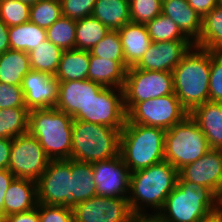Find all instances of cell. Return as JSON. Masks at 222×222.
Segmentation results:
<instances>
[{
  "mask_svg": "<svg viewBox=\"0 0 222 222\" xmlns=\"http://www.w3.org/2000/svg\"><path fill=\"white\" fill-rule=\"evenodd\" d=\"M177 178L178 170L167 161L131 172L128 202L133 213L157 214Z\"/></svg>",
  "mask_w": 222,
  "mask_h": 222,
  "instance_id": "1",
  "label": "cell"
},
{
  "mask_svg": "<svg viewBox=\"0 0 222 222\" xmlns=\"http://www.w3.org/2000/svg\"><path fill=\"white\" fill-rule=\"evenodd\" d=\"M211 51L193 45L173 69V89L183 108L191 113L209 101Z\"/></svg>",
  "mask_w": 222,
  "mask_h": 222,
  "instance_id": "2",
  "label": "cell"
},
{
  "mask_svg": "<svg viewBox=\"0 0 222 222\" xmlns=\"http://www.w3.org/2000/svg\"><path fill=\"white\" fill-rule=\"evenodd\" d=\"M165 132L159 127L126 120L120 134L119 154L130 172L165 161Z\"/></svg>",
  "mask_w": 222,
  "mask_h": 222,
  "instance_id": "3",
  "label": "cell"
},
{
  "mask_svg": "<svg viewBox=\"0 0 222 222\" xmlns=\"http://www.w3.org/2000/svg\"><path fill=\"white\" fill-rule=\"evenodd\" d=\"M73 117L57 108L29 111L28 132L51 160L71 159Z\"/></svg>",
  "mask_w": 222,
  "mask_h": 222,
  "instance_id": "4",
  "label": "cell"
},
{
  "mask_svg": "<svg viewBox=\"0 0 222 222\" xmlns=\"http://www.w3.org/2000/svg\"><path fill=\"white\" fill-rule=\"evenodd\" d=\"M216 209L215 193L210 188L196 187L178 176L157 214L161 222H196Z\"/></svg>",
  "mask_w": 222,
  "mask_h": 222,
  "instance_id": "5",
  "label": "cell"
},
{
  "mask_svg": "<svg viewBox=\"0 0 222 222\" xmlns=\"http://www.w3.org/2000/svg\"><path fill=\"white\" fill-rule=\"evenodd\" d=\"M121 130L73 120L71 159L94 163L118 156Z\"/></svg>",
  "mask_w": 222,
  "mask_h": 222,
  "instance_id": "6",
  "label": "cell"
},
{
  "mask_svg": "<svg viewBox=\"0 0 222 222\" xmlns=\"http://www.w3.org/2000/svg\"><path fill=\"white\" fill-rule=\"evenodd\" d=\"M210 149L205 134L189 114L165 132L164 158L178 171Z\"/></svg>",
  "mask_w": 222,
  "mask_h": 222,
  "instance_id": "7",
  "label": "cell"
},
{
  "mask_svg": "<svg viewBox=\"0 0 222 222\" xmlns=\"http://www.w3.org/2000/svg\"><path fill=\"white\" fill-rule=\"evenodd\" d=\"M124 106L128 113L137 103L173 94V74L169 71L127 69L123 87Z\"/></svg>",
  "mask_w": 222,
  "mask_h": 222,
  "instance_id": "8",
  "label": "cell"
},
{
  "mask_svg": "<svg viewBox=\"0 0 222 222\" xmlns=\"http://www.w3.org/2000/svg\"><path fill=\"white\" fill-rule=\"evenodd\" d=\"M51 159L29 132L12 139L8 170L17 178L37 182Z\"/></svg>",
  "mask_w": 222,
  "mask_h": 222,
  "instance_id": "9",
  "label": "cell"
},
{
  "mask_svg": "<svg viewBox=\"0 0 222 222\" xmlns=\"http://www.w3.org/2000/svg\"><path fill=\"white\" fill-rule=\"evenodd\" d=\"M188 114L173 93L137 103L127 113V119L131 123L168 130Z\"/></svg>",
  "mask_w": 222,
  "mask_h": 222,
  "instance_id": "10",
  "label": "cell"
},
{
  "mask_svg": "<svg viewBox=\"0 0 222 222\" xmlns=\"http://www.w3.org/2000/svg\"><path fill=\"white\" fill-rule=\"evenodd\" d=\"M73 120L123 128L127 120L123 89L104 87Z\"/></svg>",
  "mask_w": 222,
  "mask_h": 222,
  "instance_id": "11",
  "label": "cell"
},
{
  "mask_svg": "<svg viewBox=\"0 0 222 222\" xmlns=\"http://www.w3.org/2000/svg\"><path fill=\"white\" fill-rule=\"evenodd\" d=\"M36 183L38 203L71 208V159L51 160Z\"/></svg>",
  "mask_w": 222,
  "mask_h": 222,
  "instance_id": "12",
  "label": "cell"
},
{
  "mask_svg": "<svg viewBox=\"0 0 222 222\" xmlns=\"http://www.w3.org/2000/svg\"><path fill=\"white\" fill-rule=\"evenodd\" d=\"M92 169L96 196L128 198L131 172L120 154L114 158L92 163Z\"/></svg>",
  "mask_w": 222,
  "mask_h": 222,
  "instance_id": "13",
  "label": "cell"
},
{
  "mask_svg": "<svg viewBox=\"0 0 222 222\" xmlns=\"http://www.w3.org/2000/svg\"><path fill=\"white\" fill-rule=\"evenodd\" d=\"M74 222H126L134 213L128 198L94 196L72 207Z\"/></svg>",
  "mask_w": 222,
  "mask_h": 222,
  "instance_id": "14",
  "label": "cell"
},
{
  "mask_svg": "<svg viewBox=\"0 0 222 222\" xmlns=\"http://www.w3.org/2000/svg\"><path fill=\"white\" fill-rule=\"evenodd\" d=\"M24 103L29 111L55 108L58 98L59 81L52 75L30 70L21 84Z\"/></svg>",
  "mask_w": 222,
  "mask_h": 222,
  "instance_id": "15",
  "label": "cell"
},
{
  "mask_svg": "<svg viewBox=\"0 0 222 222\" xmlns=\"http://www.w3.org/2000/svg\"><path fill=\"white\" fill-rule=\"evenodd\" d=\"M193 45L190 40L151 42L134 67L142 70L172 72Z\"/></svg>",
  "mask_w": 222,
  "mask_h": 222,
  "instance_id": "16",
  "label": "cell"
},
{
  "mask_svg": "<svg viewBox=\"0 0 222 222\" xmlns=\"http://www.w3.org/2000/svg\"><path fill=\"white\" fill-rule=\"evenodd\" d=\"M178 176L196 187L217 191L222 179V149H210L204 156L185 165Z\"/></svg>",
  "mask_w": 222,
  "mask_h": 222,
  "instance_id": "17",
  "label": "cell"
},
{
  "mask_svg": "<svg viewBox=\"0 0 222 222\" xmlns=\"http://www.w3.org/2000/svg\"><path fill=\"white\" fill-rule=\"evenodd\" d=\"M104 86L91 80L59 82L58 98L55 108L74 117L96 97Z\"/></svg>",
  "mask_w": 222,
  "mask_h": 222,
  "instance_id": "18",
  "label": "cell"
},
{
  "mask_svg": "<svg viewBox=\"0 0 222 222\" xmlns=\"http://www.w3.org/2000/svg\"><path fill=\"white\" fill-rule=\"evenodd\" d=\"M162 14L172 19L192 43L198 40L202 18L187 0H162Z\"/></svg>",
  "mask_w": 222,
  "mask_h": 222,
  "instance_id": "19",
  "label": "cell"
},
{
  "mask_svg": "<svg viewBox=\"0 0 222 222\" xmlns=\"http://www.w3.org/2000/svg\"><path fill=\"white\" fill-rule=\"evenodd\" d=\"M189 115L205 134L211 149H222V103L206 101Z\"/></svg>",
  "mask_w": 222,
  "mask_h": 222,
  "instance_id": "20",
  "label": "cell"
},
{
  "mask_svg": "<svg viewBox=\"0 0 222 222\" xmlns=\"http://www.w3.org/2000/svg\"><path fill=\"white\" fill-rule=\"evenodd\" d=\"M37 183L15 177L5 193L4 218L37 207Z\"/></svg>",
  "mask_w": 222,
  "mask_h": 222,
  "instance_id": "21",
  "label": "cell"
},
{
  "mask_svg": "<svg viewBox=\"0 0 222 222\" xmlns=\"http://www.w3.org/2000/svg\"><path fill=\"white\" fill-rule=\"evenodd\" d=\"M128 68L125 61L109 60L90 54L88 80L104 87L123 89Z\"/></svg>",
  "mask_w": 222,
  "mask_h": 222,
  "instance_id": "22",
  "label": "cell"
},
{
  "mask_svg": "<svg viewBox=\"0 0 222 222\" xmlns=\"http://www.w3.org/2000/svg\"><path fill=\"white\" fill-rule=\"evenodd\" d=\"M118 33L121 39L125 63L129 67L134 66L152 42L147 28L143 24L129 22L119 29Z\"/></svg>",
  "mask_w": 222,
  "mask_h": 222,
  "instance_id": "23",
  "label": "cell"
},
{
  "mask_svg": "<svg viewBox=\"0 0 222 222\" xmlns=\"http://www.w3.org/2000/svg\"><path fill=\"white\" fill-rule=\"evenodd\" d=\"M96 196L92 163L71 159V208Z\"/></svg>",
  "mask_w": 222,
  "mask_h": 222,
  "instance_id": "24",
  "label": "cell"
},
{
  "mask_svg": "<svg viewBox=\"0 0 222 222\" xmlns=\"http://www.w3.org/2000/svg\"><path fill=\"white\" fill-rule=\"evenodd\" d=\"M89 63V51L63 50L54 77L59 82L88 79Z\"/></svg>",
  "mask_w": 222,
  "mask_h": 222,
  "instance_id": "25",
  "label": "cell"
},
{
  "mask_svg": "<svg viewBox=\"0 0 222 222\" xmlns=\"http://www.w3.org/2000/svg\"><path fill=\"white\" fill-rule=\"evenodd\" d=\"M92 16L109 30H119L131 22L129 0H96Z\"/></svg>",
  "mask_w": 222,
  "mask_h": 222,
  "instance_id": "26",
  "label": "cell"
},
{
  "mask_svg": "<svg viewBox=\"0 0 222 222\" xmlns=\"http://www.w3.org/2000/svg\"><path fill=\"white\" fill-rule=\"evenodd\" d=\"M30 70L29 53L9 49L0 55V82L21 86Z\"/></svg>",
  "mask_w": 222,
  "mask_h": 222,
  "instance_id": "27",
  "label": "cell"
},
{
  "mask_svg": "<svg viewBox=\"0 0 222 222\" xmlns=\"http://www.w3.org/2000/svg\"><path fill=\"white\" fill-rule=\"evenodd\" d=\"M195 46L222 53V7L217 5L202 18V29Z\"/></svg>",
  "mask_w": 222,
  "mask_h": 222,
  "instance_id": "28",
  "label": "cell"
},
{
  "mask_svg": "<svg viewBox=\"0 0 222 222\" xmlns=\"http://www.w3.org/2000/svg\"><path fill=\"white\" fill-rule=\"evenodd\" d=\"M46 39V29H43L30 21L9 27V46L11 50L29 53Z\"/></svg>",
  "mask_w": 222,
  "mask_h": 222,
  "instance_id": "29",
  "label": "cell"
},
{
  "mask_svg": "<svg viewBox=\"0 0 222 222\" xmlns=\"http://www.w3.org/2000/svg\"><path fill=\"white\" fill-rule=\"evenodd\" d=\"M110 30L93 16L76 20L75 49L89 51Z\"/></svg>",
  "mask_w": 222,
  "mask_h": 222,
  "instance_id": "30",
  "label": "cell"
},
{
  "mask_svg": "<svg viewBox=\"0 0 222 222\" xmlns=\"http://www.w3.org/2000/svg\"><path fill=\"white\" fill-rule=\"evenodd\" d=\"M63 50L48 39L29 52L31 69L52 76L57 72Z\"/></svg>",
  "mask_w": 222,
  "mask_h": 222,
  "instance_id": "31",
  "label": "cell"
},
{
  "mask_svg": "<svg viewBox=\"0 0 222 222\" xmlns=\"http://www.w3.org/2000/svg\"><path fill=\"white\" fill-rule=\"evenodd\" d=\"M46 33L47 39L62 50L75 49L76 20L62 15Z\"/></svg>",
  "mask_w": 222,
  "mask_h": 222,
  "instance_id": "32",
  "label": "cell"
},
{
  "mask_svg": "<svg viewBox=\"0 0 222 222\" xmlns=\"http://www.w3.org/2000/svg\"><path fill=\"white\" fill-rule=\"evenodd\" d=\"M152 42L189 40L179 29L178 25L164 14H160L146 25Z\"/></svg>",
  "mask_w": 222,
  "mask_h": 222,
  "instance_id": "33",
  "label": "cell"
},
{
  "mask_svg": "<svg viewBox=\"0 0 222 222\" xmlns=\"http://www.w3.org/2000/svg\"><path fill=\"white\" fill-rule=\"evenodd\" d=\"M3 138L13 139L28 132L29 110L26 107L0 109Z\"/></svg>",
  "mask_w": 222,
  "mask_h": 222,
  "instance_id": "34",
  "label": "cell"
},
{
  "mask_svg": "<svg viewBox=\"0 0 222 222\" xmlns=\"http://www.w3.org/2000/svg\"><path fill=\"white\" fill-rule=\"evenodd\" d=\"M62 16L60 0H39L30 7V22L48 29Z\"/></svg>",
  "mask_w": 222,
  "mask_h": 222,
  "instance_id": "35",
  "label": "cell"
},
{
  "mask_svg": "<svg viewBox=\"0 0 222 222\" xmlns=\"http://www.w3.org/2000/svg\"><path fill=\"white\" fill-rule=\"evenodd\" d=\"M91 55L115 61H125L118 30H110L105 37L89 50Z\"/></svg>",
  "mask_w": 222,
  "mask_h": 222,
  "instance_id": "36",
  "label": "cell"
},
{
  "mask_svg": "<svg viewBox=\"0 0 222 222\" xmlns=\"http://www.w3.org/2000/svg\"><path fill=\"white\" fill-rule=\"evenodd\" d=\"M30 7L18 0H0V19L8 27L27 23L30 20Z\"/></svg>",
  "mask_w": 222,
  "mask_h": 222,
  "instance_id": "37",
  "label": "cell"
},
{
  "mask_svg": "<svg viewBox=\"0 0 222 222\" xmlns=\"http://www.w3.org/2000/svg\"><path fill=\"white\" fill-rule=\"evenodd\" d=\"M131 22L146 25L162 13V0H129Z\"/></svg>",
  "mask_w": 222,
  "mask_h": 222,
  "instance_id": "38",
  "label": "cell"
},
{
  "mask_svg": "<svg viewBox=\"0 0 222 222\" xmlns=\"http://www.w3.org/2000/svg\"><path fill=\"white\" fill-rule=\"evenodd\" d=\"M209 101L222 103V53L211 51Z\"/></svg>",
  "mask_w": 222,
  "mask_h": 222,
  "instance_id": "39",
  "label": "cell"
},
{
  "mask_svg": "<svg viewBox=\"0 0 222 222\" xmlns=\"http://www.w3.org/2000/svg\"><path fill=\"white\" fill-rule=\"evenodd\" d=\"M96 0H60L62 15L73 20L92 16Z\"/></svg>",
  "mask_w": 222,
  "mask_h": 222,
  "instance_id": "40",
  "label": "cell"
},
{
  "mask_svg": "<svg viewBox=\"0 0 222 222\" xmlns=\"http://www.w3.org/2000/svg\"><path fill=\"white\" fill-rule=\"evenodd\" d=\"M40 222H74L72 208L38 203Z\"/></svg>",
  "mask_w": 222,
  "mask_h": 222,
  "instance_id": "41",
  "label": "cell"
},
{
  "mask_svg": "<svg viewBox=\"0 0 222 222\" xmlns=\"http://www.w3.org/2000/svg\"><path fill=\"white\" fill-rule=\"evenodd\" d=\"M26 107L21 86L0 82V109Z\"/></svg>",
  "mask_w": 222,
  "mask_h": 222,
  "instance_id": "42",
  "label": "cell"
},
{
  "mask_svg": "<svg viewBox=\"0 0 222 222\" xmlns=\"http://www.w3.org/2000/svg\"><path fill=\"white\" fill-rule=\"evenodd\" d=\"M15 176L8 169H0V220L4 219L5 193Z\"/></svg>",
  "mask_w": 222,
  "mask_h": 222,
  "instance_id": "43",
  "label": "cell"
},
{
  "mask_svg": "<svg viewBox=\"0 0 222 222\" xmlns=\"http://www.w3.org/2000/svg\"><path fill=\"white\" fill-rule=\"evenodd\" d=\"M4 222H40L39 213H38V204L37 207L22 213H15L6 216L3 219Z\"/></svg>",
  "mask_w": 222,
  "mask_h": 222,
  "instance_id": "44",
  "label": "cell"
},
{
  "mask_svg": "<svg viewBox=\"0 0 222 222\" xmlns=\"http://www.w3.org/2000/svg\"><path fill=\"white\" fill-rule=\"evenodd\" d=\"M189 5L203 18L215 6L218 5V0H187Z\"/></svg>",
  "mask_w": 222,
  "mask_h": 222,
  "instance_id": "45",
  "label": "cell"
},
{
  "mask_svg": "<svg viewBox=\"0 0 222 222\" xmlns=\"http://www.w3.org/2000/svg\"><path fill=\"white\" fill-rule=\"evenodd\" d=\"M12 139L0 138V169H8Z\"/></svg>",
  "mask_w": 222,
  "mask_h": 222,
  "instance_id": "46",
  "label": "cell"
},
{
  "mask_svg": "<svg viewBox=\"0 0 222 222\" xmlns=\"http://www.w3.org/2000/svg\"><path fill=\"white\" fill-rule=\"evenodd\" d=\"M9 49V27L0 19V55Z\"/></svg>",
  "mask_w": 222,
  "mask_h": 222,
  "instance_id": "47",
  "label": "cell"
},
{
  "mask_svg": "<svg viewBox=\"0 0 222 222\" xmlns=\"http://www.w3.org/2000/svg\"><path fill=\"white\" fill-rule=\"evenodd\" d=\"M126 222H161L158 214L134 213Z\"/></svg>",
  "mask_w": 222,
  "mask_h": 222,
  "instance_id": "48",
  "label": "cell"
},
{
  "mask_svg": "<svg viewBox=\"0 0 222 222\" xmlns=\"http://www.w3.org/2000/svg\"><path fill=\"white\" fill-rule=\"evenodd\" d=\"M196 222H222V211L216 209L209 212L206 216L200 218Z\"/></svg>",
  "mask_w": 222,
  "mask_h": 222,
  "instance_id": "49",
  "label": "cell"
},
{
  "mask_svg": "<svg viewBox=\"0 0 222 222\" xmlns=\"http://www.w3.org/2000/svg\"><path fill=\"white\" fill-rule=\"evenodd\" d=\"M215 198L217 209L222 211V179L217 191L215 192Z\"/></svg>",
  "mask_w": 222,
  "mask_h": 222,
  "instance_id": "50",
  "label": "cell"
},
{
  "mask_svg": "<svg viewBox=\"0 0 222 222\" xmlns=\"http://www.w3.org/2000/svg\"><path fill=\"white\" fill-rule=\"evenodd\" d=\"M18 1H21L31 6V5H34L39 0H18Z\"/></svg>",
  "mask_w": 222,
  "mask_h": 222,
  "instance_id": "51",
  "label": "cell"
},
{
  "mask_svg": "<svg viewBox=\"0 0 222 222\" xmlns=\"http://www.w3.org/2000/svg\"><path fill=\"white\" fill-rule=\"evenodd\" d=\"M0 138H3V122H2L1 112H0Z\"/></svg>",
  "mask_w": 222,
  "mask_h": 222,
  "instance_id": "52",
  "label": "cell"
},
{
  "mask_svg": "<svg viewBox=\"0 0 222 222\" xmlns=\"http://www.w3.org/2000/svg\"><path fill=\"white\" fill-rule=\"evenodd\" d=\"M218 5L222 7V0H218Z\"/></svg>",
  "mask_w": 222,
  "mask_h": 222,
  "instance_id": "53",
  "label": "cell"
}]
</instances>
